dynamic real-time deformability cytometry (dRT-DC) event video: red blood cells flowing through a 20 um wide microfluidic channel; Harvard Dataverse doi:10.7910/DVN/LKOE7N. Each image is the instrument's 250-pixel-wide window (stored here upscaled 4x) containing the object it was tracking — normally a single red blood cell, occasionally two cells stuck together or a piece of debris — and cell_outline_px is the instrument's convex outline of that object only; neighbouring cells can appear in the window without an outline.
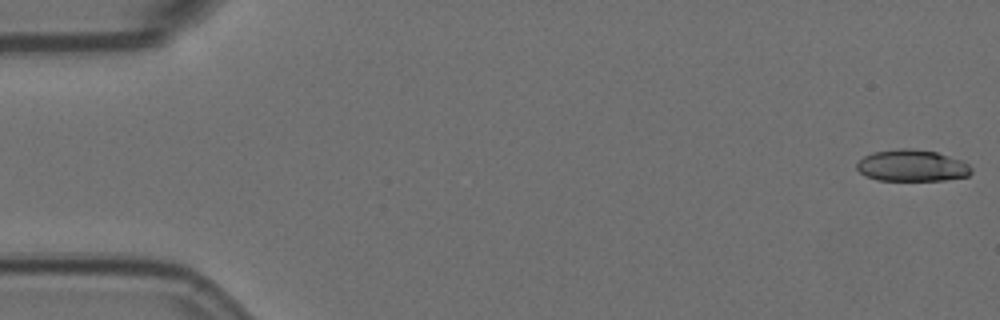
{"species": "Egyptian fruit bat (a non-hibernating species)", "species_latin": "Rousettus aegyptiacus", "temperature_condition": "room temperature", "stored_images_in_passage": 7, "camera_frame_rate_fps": 3000, "um_per_image_px": 0.085, "animal": {"sex": "female"}, "frame": {"image": 1, "passage_image": 1, "time_ms": 0.0, "image_size_px": [1000, 320], "cell_outline_px": [[972, 172], [968, 176], [944, 180], [876, 180], [864, 176], [856, 168], [856, 164], [864, 156], [872, 152], [900, 148], [912, 148], [936, 152], [968, 164], [972, 168]], "centroid_in_image_um": [77.47, 14.08], "position_along_channel_um": 7.5, "area_um2": 21.04}}
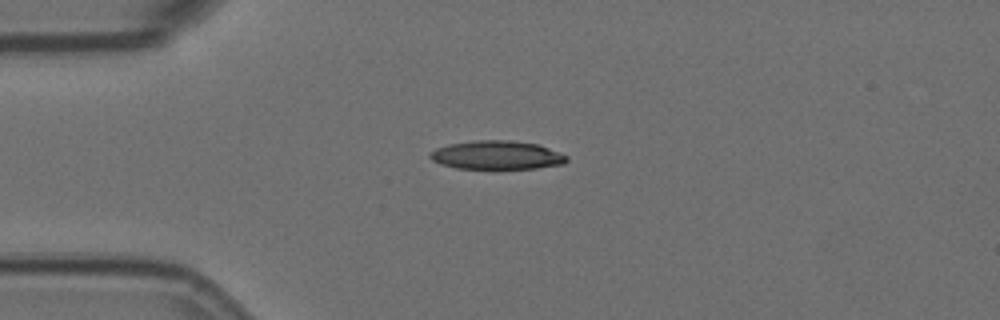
{"frame": {"image": 2, "passage_image": 5, "time_ms": 1.333, "image_size_px": [1000, 320], "cell_outline_px": [[568, 160], [564, 164], [536, 168], [456, 168], [440, 164], [432, 160], [428, 156], [428, 152], [436, 148], [448, 144], [476, 140], [512, 140], [540, 144], [568, 156]], "centroid_in_image_um": [42.22, 13.17], "position_along_channel_um": 42.8, "area_um2": 22.95}}
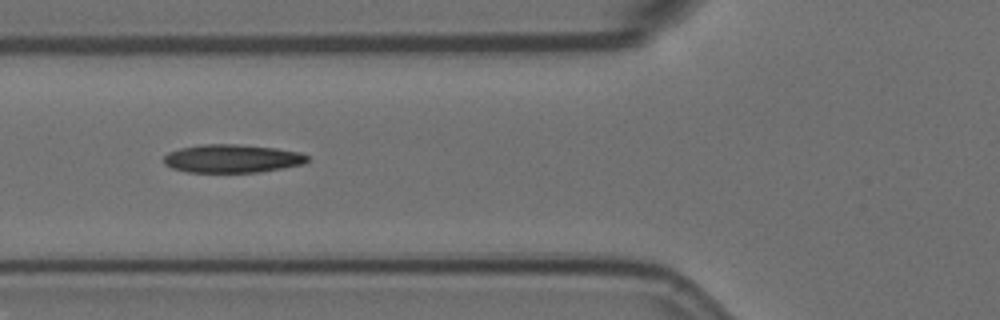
{"frame": {"image": 3, "passage_image": 7, "time_ms": 2.0, "image_size_px": [1000, 320], "cell_outline_px": [[308, 160], [304, 164], [260, 172], [188, 172], [172, 168], [164, 164], [164, 156], [168, 152], [180, 148], [200, 144], [236, 144], [276, 148], [300, 152], [308, 156]], "centroid_in_image_um": [19.72, 13.47], "position_along_channel_um": 106.1, "area_um2": 23.7}}